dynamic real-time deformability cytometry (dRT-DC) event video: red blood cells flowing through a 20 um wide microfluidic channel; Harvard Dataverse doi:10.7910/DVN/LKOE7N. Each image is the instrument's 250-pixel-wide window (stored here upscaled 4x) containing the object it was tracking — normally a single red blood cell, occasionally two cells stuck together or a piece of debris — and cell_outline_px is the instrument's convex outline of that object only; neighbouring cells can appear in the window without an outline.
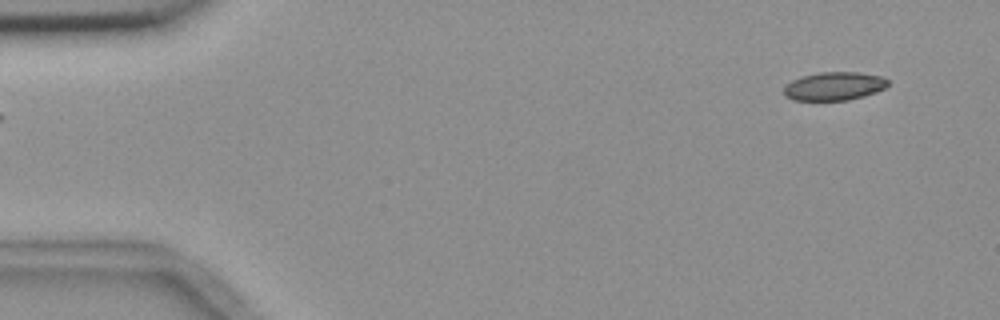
{"species": "common noctule bat (a hibernating species)", "species_latin": "Nyctalus noctula", "temperature_condition": "room temperature", "stored_images_in_passage": 4, "segment_of_instrument_passage": [2, 2], "camera_frame_rate_fps": 3000, "um_per_image_px": 0.085, "animal": {"sex": "female", "body_mass_g": 18.4}, "frame": {"image": 1, "passage_image": 4, "time_ms": 3.667, "image_size_px": [1000, 320], "cell_outline_px": [[888, 84], [884, 88], [876, 92], [864, 96], [848, 100], [796, 100], [784, 96], [784, 84], [800, 76], [820, 72], [856, 72], [880, 76], [888, 80]], "centroid_in_image_um": [70.86, 7.32], "position_along_channel_um": 14.1, "area_um2": 17.22}}